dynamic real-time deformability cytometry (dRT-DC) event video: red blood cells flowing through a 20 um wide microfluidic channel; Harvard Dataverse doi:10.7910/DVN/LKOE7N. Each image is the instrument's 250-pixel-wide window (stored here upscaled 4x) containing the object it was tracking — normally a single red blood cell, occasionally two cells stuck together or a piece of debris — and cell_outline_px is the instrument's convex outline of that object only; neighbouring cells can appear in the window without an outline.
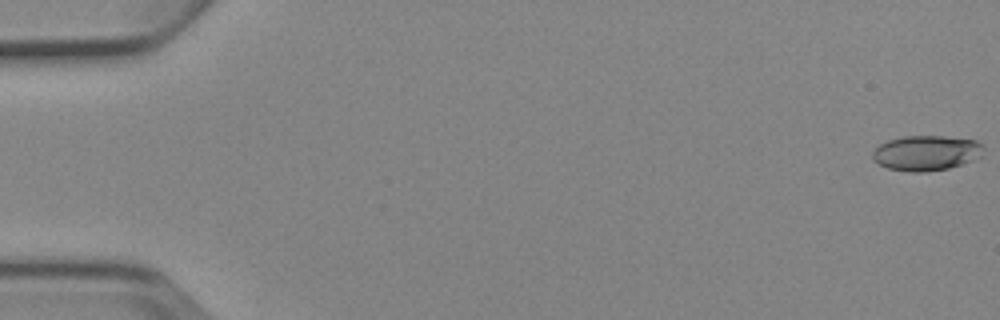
{"species": "Egyptian fruit bat (a non-hibernating species)", "species_latin": "Rousettus aegyptiacus", "temperature_condition": "cold", "stored_images_in_passage": 5, "camera_frame_rate_fps": 3000, "um_per_image_px": 0.085, "animal": {"sex": "female"}, "frame": {"image": 1, "passage_image": 1, "time_ms": 0.0, "image_size_px": [1000, 320], "cell_outline_px": [[984, 148], [980, 156], [972, 160], [948, 168], [924, 172], [912, 172], [888, 168], [872, 160], [872, 152], [880, 144], [888, 140], [904, 136], [944, 136], [976, 140], [984, 144]], "centroid_in_image_um": [78.73, 12.99], "position_along_channel_um": 6.3, "area_um2": 22.66}}
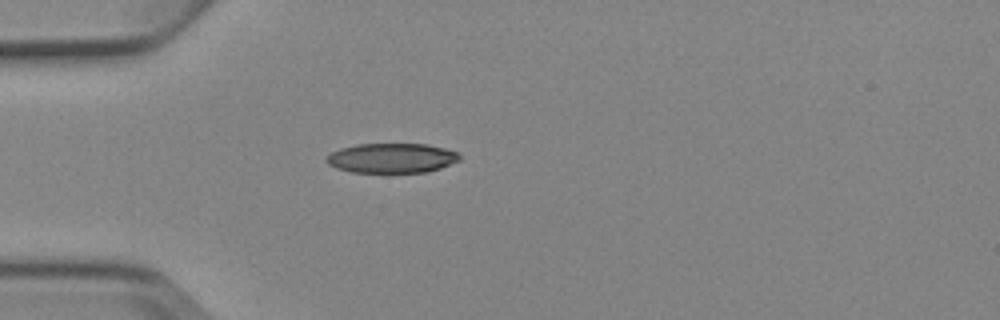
{"frame": {"image": 2, "passage_image": 5, "time_ms": 5.0, "image_size_px": [1000, 320], "cell_outline_px": [[460, 160], [440, 168], [424, 172], [352, 172], [336, 168], [328, 164], [324, 160], [332, 152], [340, 148], [356, 144], [428, 144], [444, 148], [456, 152], [460, 156]], "centroid_in_image_um": [33.27, 13.43], "position_along_channel_um": 51.7, "area_um2": 22.95}}